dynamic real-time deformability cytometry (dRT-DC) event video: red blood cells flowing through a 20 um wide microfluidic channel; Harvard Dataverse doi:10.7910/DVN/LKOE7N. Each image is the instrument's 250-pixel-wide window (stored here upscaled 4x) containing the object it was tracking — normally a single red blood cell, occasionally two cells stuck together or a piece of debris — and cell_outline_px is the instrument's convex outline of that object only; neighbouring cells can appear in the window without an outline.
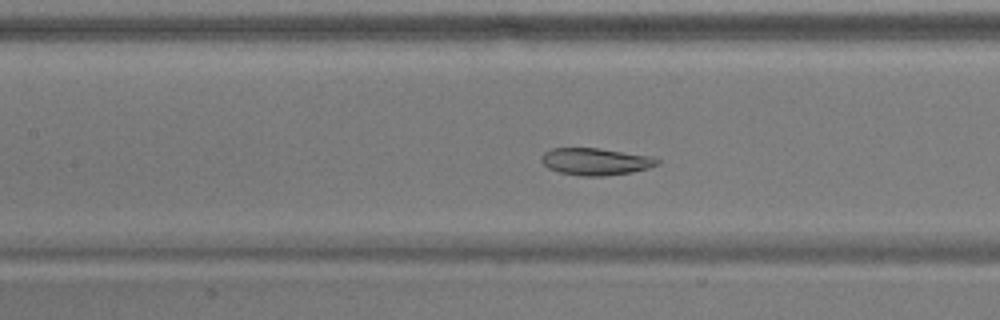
{"species": "common noctule bat (a hibernating species)", "species_latin": "Nyctalus noctula", "temperature_condition": "warm", "stored_images_in_passage": 55, "camera_frame_rate_fps": 3000, "um_per_image_px": 0.085, "animal": {"sex": "male", "body_mass_g": 17.9}, "frame": {"image": 1, "passage_image": 24, "time_ms": 7.667, "image_size_px": [1000, 320], "cell_outline_px": [[660, 164], [648, 168], [632, 172], [604, 176], [580, 176], [560, 172], [548, 168], [540, 160], [540, 156], [544, 152], [552, 148], [600, 148], [652, 156], [660, 160]], "centroid_in_image_um": [50.63, 13.73], "position_along_channel_um": 156.8, "area_um2": 18.44}}
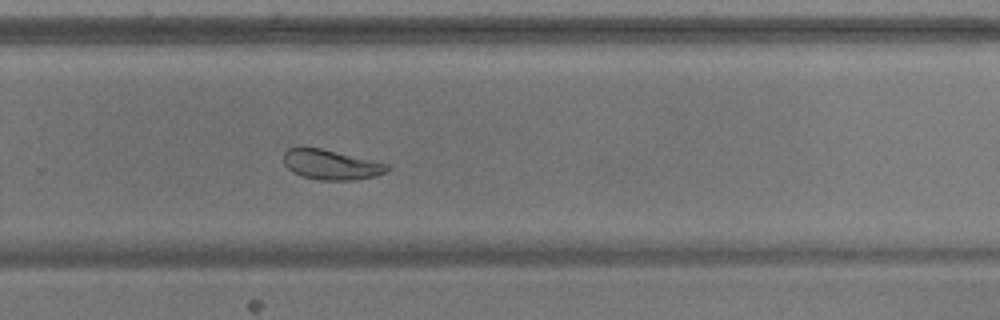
{"frame": {"image": 2, "passage_image": 36, "time_ms": 11.667, "image_size_px": [1000, 320], "cell_outline_px": [[392, 168], [388, 172], [356, 180], [320, 180], [300, 176], [292, 172], [284, 164], [284, 152], [288, 148], [320, 148], [388, 164]], "centroid_in_image_um": [28.14, 14.01], "position_along_channel_um": 301.7, "area_um2": 17.92}}
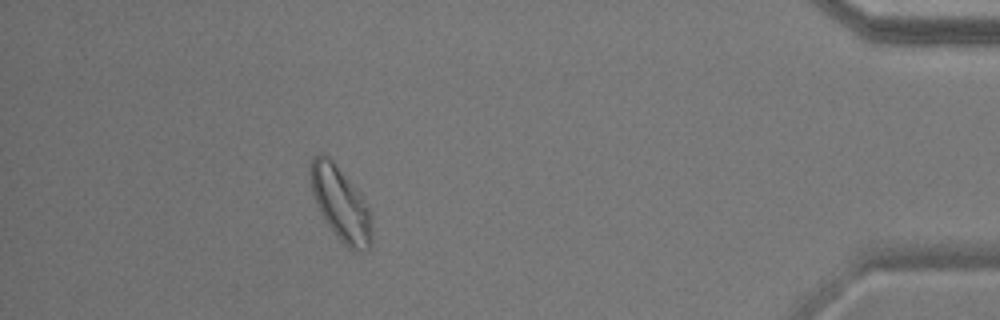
{"frame": {"image": 3, "passage_image": 49, "time_ms": 16.0, "image_size_px": [1000, 320], "cell_outline_px": [[372, 244], [364, 252], [356, 252], [348, 248], [336, 236], [324, 220], [316, 204], [312, 192], [308, 172], [312, 156], [320, 152], [324, 152], [332, 160], [364, 200], [372, 212]], "centroid_in_image_um": [28.94, 17.34], "position_along_channel_um": 406.3, "area_um2": 26.76}, "authors_computed_cell_mechanics": {"area_um2": 22.5998, "velocity_mm_per_s": 3.6378, "shape_relaxation_time_tau1_ms": 4.4505, "shape_relaxation_time_tau2_ms": 3.9177, "deformation_change_tau1": 0.1339, "deformation_change_tau2": 0.0762}}